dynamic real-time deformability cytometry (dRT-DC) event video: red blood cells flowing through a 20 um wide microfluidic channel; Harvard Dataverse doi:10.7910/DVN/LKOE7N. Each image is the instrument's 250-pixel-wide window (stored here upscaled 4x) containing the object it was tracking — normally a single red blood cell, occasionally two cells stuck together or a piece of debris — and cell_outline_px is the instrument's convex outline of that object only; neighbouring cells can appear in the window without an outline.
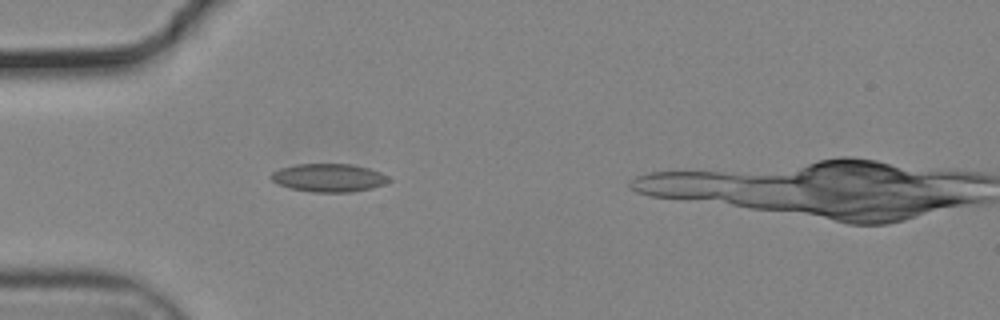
{"species": "common noctule bat (a hibernating species)", "species_latin": "Nyctalus noctula", "temperature_condition": "cold", "stored_images_in_passage": 24, "camera_frame_rate_fps": 3000, "um_per_image_px": 0.085, "animal": {"sex": "male", "body_mass_g": 19.2, "forearm_length_mm": 51.8}, "frame": {"image": 1, "passage_image": 1, "time_ms": 0.0, "image_size_px": [1000, 320], "cell_outline_px": [[392, 180], [384, 184], [372, 188], [352, 192], [312, 192], [292, 188], [280, 184], [272, 180], [268, 176], [272, 172], [280, 168], [296, 164], [352, 164], [368, 168], [380, 172], [388, 176]], "centroid_in_image_um": [27.96, 15.1], "position_along_channel_um": 57.0, "area_um2": 19.31}}
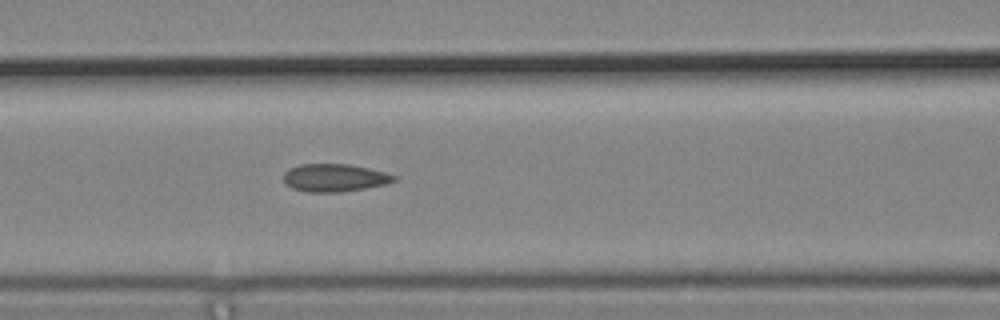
{"frame": {"image": 2, "passage_image": 8, "time_ms": 2.333, "image_size_px": [1000, 320], "cell_outline_px": [[396, 180], [384, 184], [364, 188], [340, 192], [308, 192], [292, 188], [284, 184], [284, 172], [288, 168], [300, 164], [348, 164], [368, 168], [384, 172], [396, 176]], "centroid_in_image_um": [28.38, 15.1], "position_along_channel_um": 138.2, "area_um2": 17.8}}
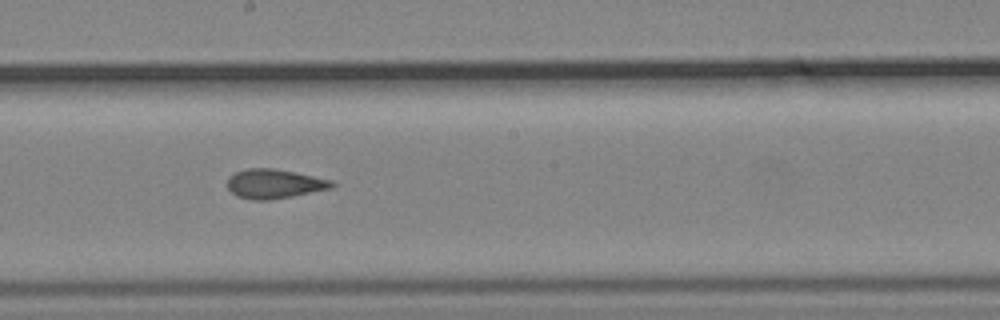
{"frame": {"image": 3, "passage_image": 15, "time_ms": 4.667, "image_size_px": [1000, 320], "cell_outline_px": [[336, 184], [332, 188], [292, 196], [268, 200], [252, 200], [236, 196], [228, 188], [228, 180], [236, 172], [248, 168], [272, 168], [296, 172], [332, 180]], "centroid_in_image_um": [23.34, 15.62], "position_along_channel_um": 224.9, "area_um2": 17.74}}